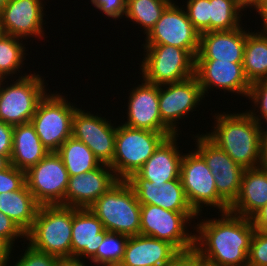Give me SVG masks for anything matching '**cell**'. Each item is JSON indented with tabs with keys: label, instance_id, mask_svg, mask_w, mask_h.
<instances>
[{
	"label": "cell",
	"instance_id": "32",
	"mask_svg": "<svg viewBox=\"0 0 267 266\" xmlns=\"http://www.w3.org/2000/svg\"><path fill=\"white\" fill-rule=\"evenodd\" d=\"M195 138H197L196 151L204 158L213 175L225 170L244 169L205 134L200 136L198 134Z\"/></svg>",
	"mask_w": 267,
	"mask_h": 266
},
{
	"label": "cell",
	"instance_id": "45",
	"mask_svg": "<svg viewBox=\"0 0 267 266\" xmlns=\"http://www.w3.org/2000/svg\"><path fill=\"white\" fill-rule=\"evenodd\" d=\"M12 246L3 238L0 237V266L8 265L10 260ZM9 259V260H8Z\"/></svg>",
	"mask_w": 267,
	"mask_h": 266
},
{
	"label": "cell",
	"instance_id": "36",
	"mask_svg": "<svg viewBox=\"0 0 267 266\" xmlns=\"http://www.w3.org/2000/svg\"><path fill=\"white\" fill-rule=\"evenodd\" d=\"M247 266H267V232L255 230L251 239Z\"/></svg>",
	"mask_w": 267,
	"mask_h": 266
},
{
	"label": "cell",
	"instance_id": "38",
	"mask_svg": "<svg viewBox=\"0 0 267 266\" xmlns=\"http://www.w3.org/2000/svg\"><path fill=\"white\" fill-rule=\"evenodd\" d=\"M56 258L53 255L39 252L28 244L24 254L13 266H55Z\"/></svg>",
	"mask_w": 267,
	"mask_h": 266
},
{
	"label": "cell",
	"instance_id": "24",
	"mask_svg": "<svg viewBox=\"0 0 267 266\" xmlns=\"http://www.w3.org/2000/svg\"><path fill=\"white\" fill-rule=\"evenodd\" d=\"M267 203V171L260 167L245 169L239 195L229 212L251 218Z\"/></svg>",
	"mask_w": 267,
	"mask_h": 266
},
{
	"label": "cell",
	"instance_id": "14",
	"mask_svg": "<svg viewBox=\"0 0 267 266\" xmlns=\"http://www.w3.org/2000/svg\"><path fill=\"white\" fill-rule=\"evenodd\" d=\"M141 205H155L174 212H183L189 219L198 214L191 208L180 177L165 183H155L143 179L137 172L128 179Z\"/></svg>",
	"mask_w": 267,
	"mask_h": 266
},
{
	"label": "cell",
	"instance_id": "25",
	"mask_svg": "<svg viewBox=\"0 0 267 266\" xmlns=\"http://www.w3.org/2000/svg\"><path fill=\"white\" fill-rule=\"evenodd\" d=\"M48 153L31 122L14 126L11 165L26 172Z\"/></svg>",
	"mask_w": 267,
	"mask_h": 266
},
{
	"label": "cell",
	"instance_id": "10",
	"mask_svg": "<svg viewBox=\"0 0 267 266\" xmlns=\"http://www.w3.org/2000/svg\"><path fill=\"white\" fill-rule=\"evenodd\" d=\"M26 186L40 205H63L68 171L57 152H49L25 172Z\"/></svg>",
	"mask_w": 267,
	"mask_h": 266
},
{
	"label": "cell",
	"instance_id": "19",
	"mask_svg": "<svg viewBox=\"0 0 267 266\" xmlns=\"http://www.w3.org/2000/svg\"><path fill=\"white\" fill-rule=\"evenodd\" d=\"M118 180L113 169L106 164L77 176H69L64 206L89 208Z\"/></svg>",
	"mask_w": 267,
	"mask_h": 266
},
{
	"label": "cell",
	"instance_id": "1",
	"mask_svg": "<svg viewBox=\"0 0 267 266\" xmlns=\"http://www.w3.org/2000/svg\"><path fill=\"white\" fill-rule=\"evenodd\" d=\"M221 219H208L196 225L194 250L202 258L224 266H247L252 236L251 218L222 212Z\"/></svg>",
	"mask_w": 267,
	"mask_h": 266
},
{
	"label": "cell",
	"instance_id": "29",
	"mask_svg": "<svg viewBox=\"0 0 267 266\" xmlns=\"http://www.w3.org/2000/svg\"><path fill=\"white\" fill-rule=\"evenodd\" d=\"M173 0H126L125 16L145 29L147 35Z\"/></svg>",
	"mask_w": 267,
	"mask_h": 266
},
{
	"label": "cell",
	"instance_id": "53",
	"mask_svg": "<svg viewBox=\"0 0 267 266\" xmlns=\"http://www.w3.org/2000/svg\"><path fill=\"white\" fill-rule=\"evenodd\" d=\"M7 1L8 0H0V15L2 13L4 6L7 4Z\"/></svg>",
	"mask_w": 267,
	"mask_h": 266
},
{
	"label": "cell",
	"instance_id": "21",
	"mask_svg": "<svg viewBox=\"0 0 267 266\" xmlns=\"http://www.w3.org/2000/svg\"><path fill=\"white\" fill-rule=\"evenodd\" d=\"M179 253L169 242L139 234L128 237L119 266H169Z\"/></svg>",
	"mask_w": 267,
	"mask_h": 266
},
{
	"label": "cell",
	"instance_id": "2",
	"mask_svg": "<svg viewBox=\"0 0 267 266\" xmlns=\"http://www.w3.org/2000/svg\"><path fill=\"white\" fill-rule=\"evenodd\" d=\"M217 114L215 128L205 135L244 169L259 167L261 138L258 122L247 112Z\"/></svg>",
	"mask_w": 267,
	"mask_h": 266
},
{
	"label": "cell",
	"instance_id": "33",
	"mask_svg": "<svg viewBox=\"0 0 267 266\" xmlns=\"http://www.w3.org/2000/svg\"><path fill=\"white\" fill-rule=\"evenodd\" d=\"M127 241L128 236L107 231L91 262L97 266H119Z\"/></svg>",
	"mask_w": 267,
	"mask_h": 266
},
{
	"label": "cell",
	"instance_id": "7",
	"mask_svg": "<svg viewBox=\"0 0 267 266\" xmlns=\"http://www.w3.org/2000/svg\"><path fill=\"white\" fill-rule=\"evenodd\" d=\"M4 80L0 79V120L12 126L30 122L47 94L41 75L25 73L5 88Z\"/></svg>",
	"mask_w": 267,
	"mask_h": 266
},
{
	"label": "cell",
	"instance_id": "11",
	"mask_svg": "<svg viewBox=\"0 0 267 266\" xmlns=\"http://www.w3.org/2000/svg\"><path fill=\"white\" fill-rule=\"evenodd\" d=\"M190 219L183 212H174L155 205H141L140 234L172 244L179 252L194 249V234L185 230Z\"/></svg>",
	"mask_w": 267,
	"mask_h": 266
},
{
	"label": "cell",
	"instance_id": "4",
	"mask_svg": "<svg viewBox=\"0 0 267 266\" xmlns=\"http://www.w3.org/2000/svg\"><path fill=\"white\" fill-rule=\"evenodd\" d=\"M73 207L39 206L32 228L26 233L29 245L57 258L71 257Z\"/></svg>",
	"mask_w": 267,
	"mask_h": 266
},
{
	"label": "cell",
	"instance_id": "17",
	"mask_svg": "<svg viewBox=\"0 0 267 266\" xmlns=\"http://www.w3.org/2000/svg\"><path fill=\"white\" fill-rule=\"evenodd\" d=\"M194 76L206 94L209 88H220L247 97L251 83L246 78L243 63L220 60H195Z\"/></svg>",
	"mask_w": 267,
	"mask_h": 266
},
{
	"label": "cell",
	"instance_id": "46",
	"mask_svg": "<svg viewBox=\"0 0 267 266\" xmlns=\"http://www.w3.org/2000/svg\"><path fill=\"white\" fill-rule=\"evenodd\" d=\"M78 258V257H61L56 258L55 266H88Z\"/></svg>",
	"mask_w": 267,
	"mask_h": 266
},
{
	"label": "cell",
	"instance_id": "49",
	"mask_svg": "<svg viewBox=\"0 0 267 266\" xmlns=\"http://www.w3.org/2000/svg\"><path fill=\"white\" fill-rule=\"evenodd\" d=\"M255 111L253 110V112H252V110H250V112H248L247 111V113L255 120V121H257L258 122V124H259V132H260V138H261V140H263V139H267V128H266V131H265V129L264 128H262V126H261V120L262 119H260L261 118V116L260 115H257L256 113H258L259 111H257V112H255ZM256 115V116H255ZM265 119V122H266V124H267V117H265V118H263V120ZM263 129V130H262Z\"/></svg>",
	"mask_w": 267,
	"mask_h": 266
},
{
	"label": "cell",
	"instance_id": "51",
	"mask_svg": "<svg viewBox=\"0 0 267 266\" xmlns=\"http://www.w3.org/2000/svg\"><path fill=\"white\" fill-rule=\"evenodd\" d=\"M261 0H241L244 8L255 7Z\"/></svg>",
	"mask_w": 267,
	"mask_h": 266
},
{
	"label": "cell",
	"instance_id": "13",
	"mask_svg": "<svg viewBox=\"0 0 267 266\" xmlns=\"http://www.w3.org/2000/svg\"><path fill=\"white\" fill-rule=\"evenodd\" d=\"M106 118L76 109L73 117L72 136L82 141L100 161L110 165L115 152L117 126Z\"/></svg>",
	"mask_w": 267,
	"mask_h": 266
},
{
	"label": "cell",
	"instance_id": "37",
	"mask_svg": "<svg viewBox=\"0 0 267 266\" xmlns=\"http://www.w3.org/2000/svg\"><path fill=\"white\" fill-rule=\"evenodd\" d=\"M26 184L25 171L13 165L0 171V194L20 190Z\"/></svg>",
	"mask_w": 267,
	"mask_h": 266
},
{
	"label": "cell",
	"instance_id": "50",
	"mask_svg": "<svg viewBox=\"0 0 267 266\" xmlns=\"http://www.w3.org/2000/svg\"><path fill=\"white\" fill-rule=\"evenodd\" d=\"M10 165V156H0V171Z\"/></svg>",
	"mask_w": 267,
	"mask_h": 266
},
{
	"label": "cell",
	"instance_id": "54",
	"mask_svg": "<svg viewBox=\"0 0 267 266\" xmlns=\"http://www.w3.org/2000/svg\"><path fill=\"white\" fill-rule=\"evenodd\" d=\"M3 32H2V29H1V24H0V35L2 34Z\"/></svg>",
	"mask_w": 267,
	"mask_h": 266
},
{
	"label": "cell",
	"instance_id": "20",
	"mask_svg": "<svg viewBox=\"0 0 267 266\" xmlns=\"http://www.w3.org/2000/svg\"><path fill=\"white\" fill-rule=\"evenodd\" d=\"M247 31L239 27L229 31L200 33L195 60H220L243 63Z\"/></svg>",
	"mask_w": 267,
	"mask_h": 266
},
{
	"label": "cell",
	"instance_id": "28",
	"mask_svg": "<svg viewBox=\"0 0 267 266\" xmlns=\"http://www.w3.org/2000/svg\"><path fill=\"white\" fill-rule=\"evenodd\" d=\"M57 153L62 158L69 176L86 173L101 165L94 153L82 141L73 136L60 146Z\"/></svg>",
	"mask_w": 267,
	"mask_h": 266
},
{
	"label": "cell",
	"instance_id": "27",
	"mask_svg": "<svg viewBox=\"0 0 267 266\" xmlns=\"http://www.w3.org/2000/svg\"><path fill=\"white\" fill-rule=\"evenodd\" d=\"M243 69L250 83L267 77V29L246 35Z\"/></svg>",
	"mask_w": 267,
	"mask_h": 266
},
{
	"label": "cell",
	"instance_id": "9",
	"mask_svg": "<svg viewBox=\"0 0 267 266\" xmlns=\"http://www.w3.org/2000/svg\"><path fill=\"white\" fill-rule=\"evenodd\" d=\"M193 151V152H192ZM183 154L180 180L191 208L198 214L203 204L228 212L229 205L218 195L215 179L204 158L195 150Z\"/></svg>",
	"mask_w": 267,
	"mask_h": 266
},
{
	"label": "cell",
	"instance_id": "15",
	"mask_svg": "<svg viewBox=\"0 0 267 266\" xmlns=\"http://www.w3.org/2000/svg\"><path fill=\"white\" fill-rule=\"evenodd\" d=\"M164 85H159L160 117L177 134L176 124L178 122L176 121L183 119L189 112H193L205 95L195 76L181 82Z\"/></svg>",
	"mask_w": 267,
	"mask_h": 266
},
{
	"label": "cell",
	"instance_id": "42",
	"mask_svg": "<svg viewBox=\"0 0 267 266\" xmlns=\"http://www.w3.org/2000/svg\"><path fill=\"white\" fill-rule=\"evenodd\" d=\"M14 126L0 120V156H11Z\"/></svg>",
	"mask_w": 267,
	"mask_h": 266
},
{
	"label": "cell",
	"instance_id": "34",
	"mask_svg": "<svg viewBox=\"0 0 267 266\" xmlns=\"http://www.w3.org/2000/svg\"><path fill=\"white\" fill-rule=\"evenodd\" d=\"M245 169H231L214 174L218 195L231 206L239 195Z\"/></svg>",
	"mask_w": 267,
	"mask_h": 266
},
{
	"label": "cell",
	"instance_id": "44",
	"mask_svg": "<svg viewBox=\"0 0 267 266\" xmlns=\"http://www.w3.org/2000/svg\"><path fill=\"white\" fill-rule=\"evenodd\" d=\"M254 229L267 232V203L251 217Z\"/></svg>",
	"mask_w": 267,
	"mask_h": 266
},
{
	"label": "cell",
	"instance_id": "18",
	"mask_svg": "<svg viewBox=\"0 0 267 266\" xmlns=\"http://www.w3.org/2000/svg\"><path fill=\"white\" fill-rule=\"evenodd\" d=\"M43 2L41 0H8L0 15L4 34L26 39L43 37Z\"/></svg>",
	"mask_w": 267,
	"mask_h": 266
},
{
	"label": "cell",
	"instance_id": "40",
	"mask_svg": "<svg viewBox=\"0 0 267 266\" xmlns=\"http://www.w3.org/2000/svg\"><path fill=\"white\" fill-rule=\"evenodd\" d=\"M91 4L113 19H119L126 12V0H91Z\"/></svg>",
	"mask_w": 267,
	"mask_h": 266
},
{
	"label": "cell",
	"instance_id": "43",
	"mask_svg": "<svg viewBox=\"0 0 267 266\" xmlns=\"http://www.w3.org/2000/svg\"><path fill=\"white\" fill-rule=\"evenodd\" d=\"M169 266H199V254L194 249L180 252Z\"/></svg>",
	"mask_w": 267,
	"mask_h": 266
},
{
	"label": "cell",
	"instance_id": "3",
	"mask_svg": "<svg viewBox=\"0 0 267 266\" xmlns=\"http://www.w3.org/2000/svg\"><path fill=\"white\" fill-rule=\"evenodd\" d=\"M89 209L109 232L128 237L140 234L141 204L127 180L119 179Z\"/></svg>",
	"mask_w": 267,
	"mask_h": 266
},
{
	"label": "cell",
	"instance_id": "31",
	"mask_svg": "<svg viewBox=\"0 0 267 266\" xmlns=\"http://www.w3.org/2000/svg\"><path fill=\"white\" fill-rule=\"evenodd\" d=\"M20 39L4 33L0 35V79L16 74L22 67L26 53Z\"/></svg>",
	"mask_w": 267,
	"mask_h": 266
},
{
	"label": "cell",
	"instance_id": "41",
	"mask_svg": "<svg viewBox=\"0 0 267 266\" xmlns=\"http://www.w3.org/2000/svg\"><path fill=\"white\" fill-rule=\"evenodd\" d=\"M0 237L12 247L17 238H26V234L4 213L0 211Z\"/></svg>",
	"mask_w": 267,
	"mask_h": 266
},
{
	"label": "cell",
	"instance_id": "26",
	"mask_svg": "<svg viewBox=\"0 0 267 266\" xmlns=\"http://www.w3.org/2000/svg\"><path fill=\"white\" fill-rule=\"evenodd\" d=\"M39 206L26 184L18 191L0 194V211L25 234L32 228Z\"/></svg>",
	"mask_w": 267,
	"mask_h": 266
},
{
	"label": "cell",
	"instance_id": "30",
	"mask_svg": "<svg viewBox=\"0 0 267 266\" xmlns=\"http://www.w3.org/2000/svg\"><path fill=\"white\" fill-rule=\"evenodd\" d=\"M241 0H210V32L229 31L241 27Z\"/></svg>",
	"mask_w": 267,
	"mask_h": 266
},
{
	"label": "cell",
	"instance_id": "48",
	"mask_svg": "<svg viewBox=\"0 0 267 266\" xmlns=\"http://www.w3.org/2000/svg\"><path fill=\"white\" fill-rule=\"evenodd\" d=\"M259 167L267 171V139L261 140Z\"/></svg>",
	"mask_w": 267,
	"mask_h": 266
},
{
	"label": "cell",
	"instance_id": "35",
	"mask_svg": "<svg viewBox=\"0 0 267 266\" xmlns=\"http://www.w3.org/2000/svg\"><path fill=\"white\" fill-rule=\"evenodd\" d=\"M186 12L199 33L210 32V0H188Z\"/></svg>",
	"mask_w": 267,
	"mask_h": 266
},
{
	"label": "cell",
	"instance_id": "47",
	"mask_svg": "<svg viewBox=\"0 0 267 266\" xmlns=\"http://www.w3.org/2000/svg\"><path fill=\"white\" fill-rule=\"evenodd\" d=\"M255 10L260 14L263 21V30L267 29V0H261L255 7Z\"/></svg>",
	"mask_w": 267,
	"mask_h": 266
},
{
	"label": "cell",
	"instance_id": "12",
	"mask_svg": "<svg viewBox=\"0 0 267 266\" xmlns=\"http://www.w3.org/2000/svg\"><path fill=\"white\" fill-rule=\"evenodd\" d=\"M182 9L173 1L145 37V44L176 46L187 50L195 58L199 51L200 33Z\"/></svg>",
	"mask_w": 267,
	"mask_h": 266
},
{
	"label": "cell",
	"instance_id": "23",
	"mask_svg": "<svg viewBox=\"0 0 267 266\" xmlns=\"http://www.w3.org/2000/svg\"><path fill=\"white\" fill-rule=\"evenodd\" d=\"M177 135V136H176ZM178 132L167 137L137 173L146 180L165 183L180 177L183 154L177 147Z\"/></svg>",
	"mask_w": 267,
	"mask_h": 266
},
{
	"label": "cell",
	"instance_id": "16",
	"mask_svg": "<svg viewBox=\"0 0 267 266\" xmlns=\"http://www.w3.org/2000/svg\"><path fill=\"white\" fill-rule=\"evenodd\" d=\"M132 89L127 105V121L124 125L136 129L162 132L168 137L175 135L160 117L159 85L142 80L141 85Z\"/></svg>",
	"mask_w": 267,
	"mask_h": 266
},
{
	"label": "cell",
	"instance_id": "39",
	"mask_svg": "<svg viewBox=\"0 0 267 266\" xmlns=\"http://www.w3.org/2000/svg\"><path fill=\"white\" fill-rule=\"evenodd\" d=\"M247 97L258 107L262 118L267 117V77L251 83Z\"/></svg>",
	"mask_w": 267,
	"mask_h": 266
},
{
	"label": "cell",
	"instance_id": "52",
	"mask_svg": "<svg viewBox=\"0 0 267 266\" xmlns=\"http://www.w3.org/2000/svg\"><path fill=\"white\" fill-rule=\"evenodd\" d=\"M199 266H224V265H219V264L213 263V262L206 260V259L202 258L201 256H199Z\"/></svg>",
	"mask_w": 267,
	"mask_h": 266
},
{
	"label": "cell",
	"instance_id": "8",
	"mask_svg": "<svg viewBox=\"0 0 267 266\" xmlns=\"http://www.w3.org/2000/svg\"><path fill=\"white\" fill-rule=\"evenodd\" d=\"M39 102L31 124L43 146L49 152H57L72 136L73 117L76 107L60 94H49Z\"/></svg>",
	"mask_w": 267,
	"mask_h": 266
},
{
	"label": "cell",
	"instance_id": "22",
	"mask_svg": "<svg viewBox=\"0 0 267 266\" xmlns=\"http://www.w3.org/2000/svg\"><path fill=\"white\" fill-rule=\"evenodd\" d=\"M106 232L102 222L89 208L73 207L71 257L92 259Z\"/></svg>",
	"mask_w": 267,
	"mask_h": 266
},
{
	"label": "cell",
	"instance_id": "5",
	"mask_svg": "<svg viewBox=\"0 0 267 266\" xmlns=\"http://www.w3.org/2000/svg\"><path fill=\"white\" fill-rule=\"evenodd\" d=\"M167 137L162 132L131 128L122 123L116 129L115 152L109 166L118 179L127 180Z\"/></svg>",
	"mask_w": 267,
	"mask_h": 266
},
{
	"label": "cell",
	"instance_id": "6",
	"mask_svg": "<svg viewBox=\"0 0 267 266\" xmlns=\"http://www.w3.org/2000/svg\"><path fill=\"white\" fill-rule=\"evenodd\" d=\"M140 67L143 80L155 85L177 83L194 76L195 58L185 49L160 44H142Z\"/></svg>",
	"mask_w": 267,
	"mask_h": 266
}]
</instances>
